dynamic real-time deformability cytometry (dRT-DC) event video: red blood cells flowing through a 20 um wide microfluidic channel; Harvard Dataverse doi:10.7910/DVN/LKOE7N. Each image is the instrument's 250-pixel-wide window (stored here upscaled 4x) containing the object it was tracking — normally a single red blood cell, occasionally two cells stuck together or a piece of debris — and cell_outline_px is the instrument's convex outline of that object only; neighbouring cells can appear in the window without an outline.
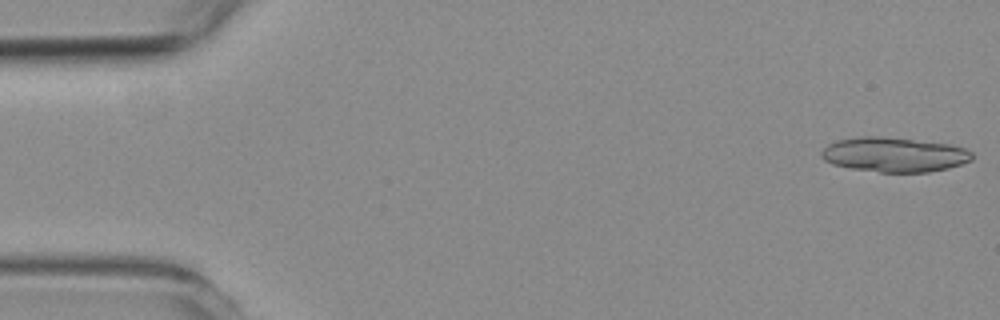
{"species": "common noctule bat (a hibernating species)", "species_latin": "Nyctalus noctula", "temperature_condition": "room temperature", "stored_images_in_passage": 23, "segment_of_instrument_passage": [1, 2], "camera_frame_rate_fps": 3000, "um_per_image_px": 0.085, "animal": {"sex": "female", "body_mass_g": 19.3, "forearm_length_mm": 54.1}, "frame": {"image": 1, "passage_image": 1, "time_ms": 0.0, "image_size_px": [1000, 320], "cell_outline_px": [[972, 160], [948, 168], [928, 172], [880, 172], [852, 168], [832, 164], [824, 160], [820, 156], [820, 152], [828, 144], [836, 140], [860, 136], [880, 136], [948, 144], [964, 148], [972, 152]], "centroid_in_image_um": [75.97, 13.14], "position_along_channel_um": 9.0, "area_um2": 30.29}}